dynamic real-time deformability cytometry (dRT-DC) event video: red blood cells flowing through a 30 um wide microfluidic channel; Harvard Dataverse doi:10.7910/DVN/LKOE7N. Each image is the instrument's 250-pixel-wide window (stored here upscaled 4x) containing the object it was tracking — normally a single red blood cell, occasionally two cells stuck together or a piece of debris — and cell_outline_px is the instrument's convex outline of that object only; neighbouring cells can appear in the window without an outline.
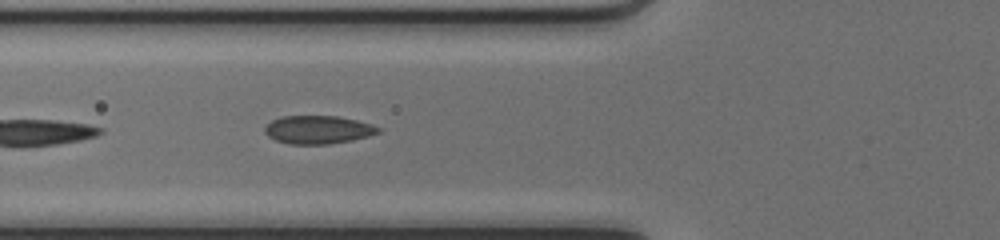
{"species": "common noctule bat (a hibernating species)", "species_latin": "Nyctalus noctula", "temperature_condition": "cold", "stored_images_in_passage": 31, "camera_frame_rate_fps": 3000, "um_per_image_px": 0.085, "animal": {"sex": "female", "body_mass_g": 17.0, "forearm_length_mm": 48.0}, "frame": {"image": 1, "passage_image": 4, "time_ms": 1.0, "image_size_px": [1000, 240], "cell_outline_px": [[380, 132], [368, 136], [352, 140], [328, 144], [288, 144], [276, 140], [268, 136], [264, 132], [264, 128], [272, 120], [280, 116], [336, 116], [356, 120], [372, 124], [380, 128]], "centroid_in_image_um": [27.02, 11.02], "position_along_channel_um": 98.8, "area_um2": 18.61}}
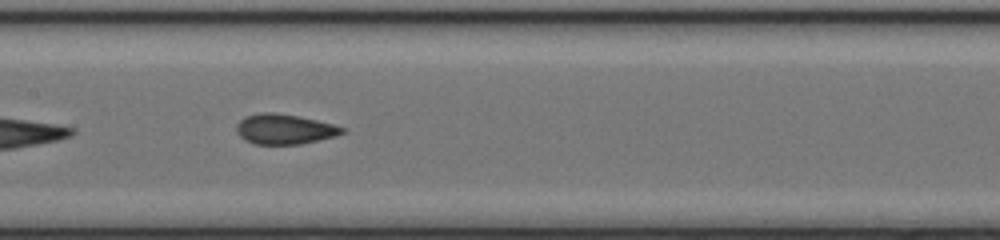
{"frame": {"image": 2, "passage_image": 10, "time_ms": 3.0, "image_size_px": [1000, 240], "cell_outline_px": [[348, 128], [344, 132], [336, 136], [300, 144], [252, 144], [244, 140], [236, 132], [236, 124], [244, 116], [260, 112], [272, 112], [296, 116], [316, 120]], "centroid_in_image_um": [24.15, 10.98], "position_along_channel_um": 183.3, "area_um2": 18.61}}
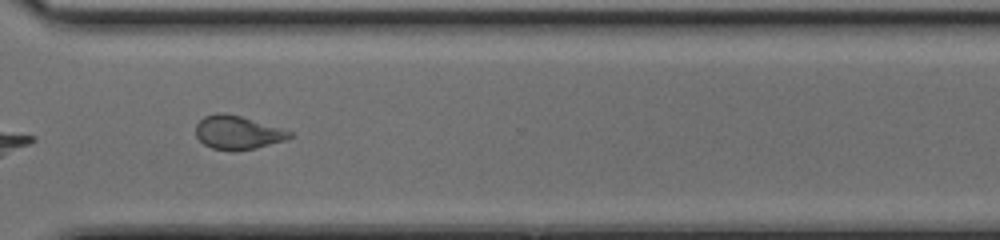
{"frame": {"image": 3, "passage_image": 22, "time_ms": 7.0, "image_size_px": [1000, 240], "cell_outline_px": [[292, 136], [284, 140], [256, 148], [236, 152], [232, 152], [212, 148], [204, 144], [196, 136], [196, 124], [204, 116], [216, 112], [224, 112], [240, 116], [280, 128], [292, 132]], "centroid_in_image_um": [20.15, 11.27], "position_along_channel_um": 350.4, "area_um2": 18.38}, "authors_computed_cell_mechanics": {"area_um2": 18.6116, "velocity_mm_per_s": 4.1994, "shape_relaxation_time_tau1_ms": null, "shape_relaxation_time_tau2_ms": 1.0301, "deformation_change_tau1": null, "deformation_change_tau2": 0.0522}}